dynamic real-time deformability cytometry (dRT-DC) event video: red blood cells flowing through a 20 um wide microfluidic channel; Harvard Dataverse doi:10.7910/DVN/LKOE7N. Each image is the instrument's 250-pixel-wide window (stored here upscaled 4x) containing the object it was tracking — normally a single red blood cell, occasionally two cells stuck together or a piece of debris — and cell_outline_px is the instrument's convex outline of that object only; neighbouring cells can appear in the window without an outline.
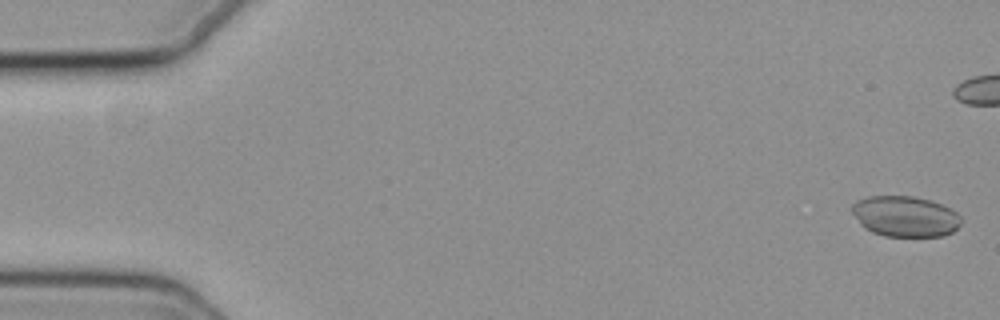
{"species": "common noctule bat (a hibernating species)", "species_latin": "Nyctalus noctula", "temperature_condition": "cold", "stored_images_in_passage": 6, "camera_frame_rate_fps": 3000, "um_per_image_px": 0.085, "animal": {"sex": "female", "body_mass_g": 19.3, "forearm_length_mm": 54.1}, "frame": {"image": 1, "passage_image": 2, "time_ms": 0.333, "image_size_px": [1000, 320], "cell_outline_px": [[960, 224], [952, 232], [944, 236], [884, 236], [872, 232], [864, 228], [860, 224], [852, 212], [852, 204], [856, 200], [868, 196], [912, 196], [932, 200], [956, 212], [960, 216]], "centroid_in_image_um": [76.91, 18.39], "position_along_channel_um": 8.1, "area_um2": 25.89}}